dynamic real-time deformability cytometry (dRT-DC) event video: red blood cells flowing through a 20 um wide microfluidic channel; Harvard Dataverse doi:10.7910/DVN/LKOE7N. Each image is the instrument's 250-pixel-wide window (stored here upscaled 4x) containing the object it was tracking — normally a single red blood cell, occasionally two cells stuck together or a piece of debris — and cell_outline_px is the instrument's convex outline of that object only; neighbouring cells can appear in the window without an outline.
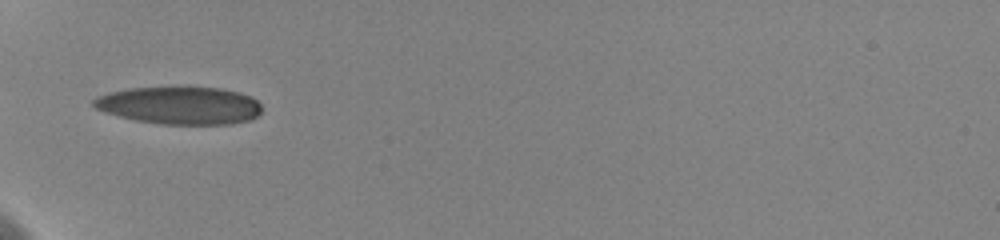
{"species": "human", "species_latin": "Homo sapiens", "temperature_condition": "cold", "stored_images_in_passage": 6, "camera_frame_rate_fps": 3000, "um_per_image_px": 0.085, "donor": {"sex": "female"}, "frame": {"image": 1, "passage_image": 1, "time_ms": 0.0, "image_size_px": [1000, 240], "cell_outline_px": [[260, 112], [256, 116], [248, 120], [232, 124], [160, 124], [136, 120], [104, 112], [96, 108], [92, 104], [92, 100], [96, 96], [108, 92], [128, 88], [172, 84], [188, 84], [220, 88], [240, 92], [252, 96], [260, 104]], "centroid_in_image_um": [15.25, 8.9], "position_along_channel_um": 69.8, "area_um2": 38.26}}